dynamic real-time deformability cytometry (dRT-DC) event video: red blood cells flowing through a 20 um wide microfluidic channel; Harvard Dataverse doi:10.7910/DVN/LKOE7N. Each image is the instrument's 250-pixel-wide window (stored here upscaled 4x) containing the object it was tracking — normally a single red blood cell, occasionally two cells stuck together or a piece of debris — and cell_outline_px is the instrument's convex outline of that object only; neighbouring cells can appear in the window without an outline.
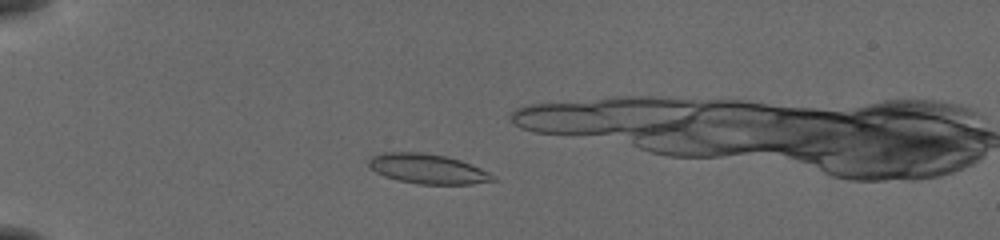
{"species": "common noctule bat (a hibernating species)", "species_latin": "Nyctalus noctula", "temperature_condition": "cold", "stored_images_in_passage": 50, "camera_frame_rate_fps": 3000, "um_per_image_px": 0.085, "animal": {"sex": "female", "body_mass_g": 19.5, "forearm_length_mm": 54.1}, "frame": {"image": 1, "passage_image": 11, "time_ms": 3.333, "image_size_px": [1000, 240], "cell_outline_px": [[496, 180], [472, 184], [420, 184], [400, 180], [384, 176], [368, 168], [368, 160], [372, 156], [380, 152], [420, 152], [444, 156], [460, 160], [472, 164], [496, 176]], "centroid_in_image_um": [36.33, 14.34], "position_along_channel_um": 48.7, "area_um2": 21.56}}
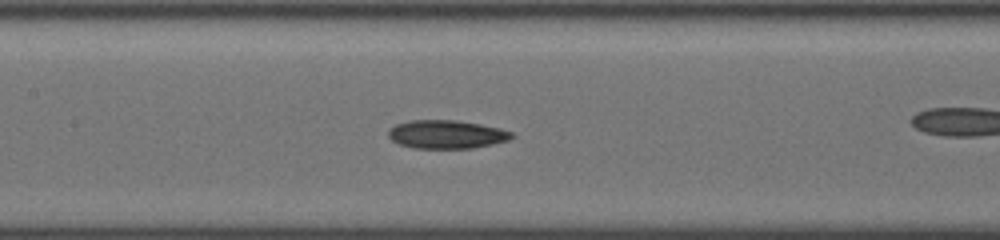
{"frame": {"image": 2, "passage_image": 23, "time_ms": 7.333, "image_size_px": [1000, 240], "cell_outline_px": [[516, 136], [508, 140], [492, 144], [472, 148], [412, 148], [400, 144], [392, 140], [388, 136], [388, 132], [396, 124], [408, 120], [456, 120], [480, 124], [500, 128], [512, 132]], "centroid_in_image_um": [37.97, 11.42], "position_along_channel_um": 169.4, "area_um2": 20.4}}
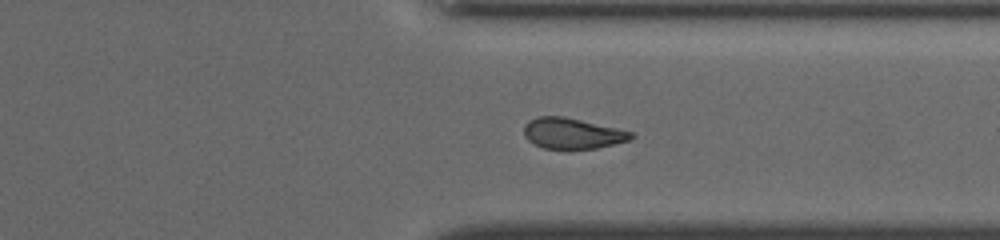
{"frame": {"image": 3, "passage_image": 38, "time_ms": 12.333, "image_size_px": [1000, 240], "cell_outline_px": [[636, 136], [628, 140], [596, 148], [544, 148], [528, 140], [524, 136], [524, 124], [528, 120], [536, 116], [564, 116], [616, 128], [632, 132]], "centroid_in_image_um": [48.61, 11.31], "position_along_channel_um": 362.8, "area_um2": 18.96}}